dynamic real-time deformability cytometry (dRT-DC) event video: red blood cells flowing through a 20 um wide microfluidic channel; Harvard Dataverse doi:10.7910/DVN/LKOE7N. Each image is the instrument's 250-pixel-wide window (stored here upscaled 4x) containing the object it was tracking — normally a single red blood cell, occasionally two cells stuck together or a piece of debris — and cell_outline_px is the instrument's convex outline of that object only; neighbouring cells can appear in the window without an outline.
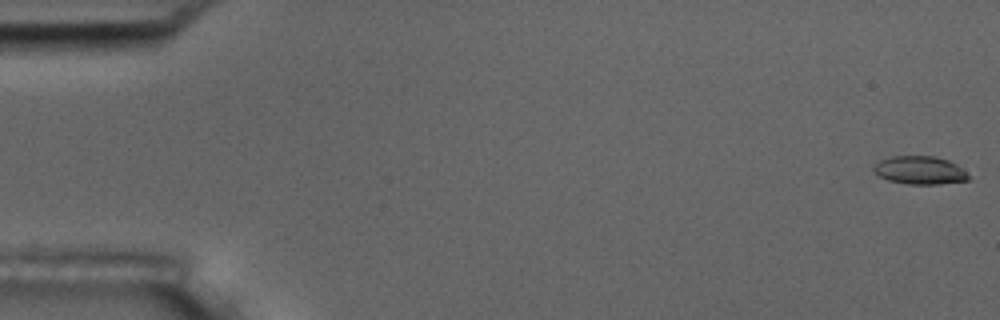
{"species": "common noctule bat (a hibernating species)", "species_latin": "Nyctalus noctula", "temperature_condition": "room temperature", "stored_images_in_passage": 6, "camera_frame_rate_fps": 3000, "um_per_image_px": 0.085, "animal": {"sex": "male", "body_mass_g": 17.5, "forearm_length_mm": 52.3}, "frame": {"image": 1, "passage_image": 1, "time_ms": 0.0, "image_size_px": [1000, 320], "cell_outline_px": [[968, 180], [936, 184], [908, 184], [888, 180], [880, 176], [872, 168], [880, 160], [892, 156], [936, 156], [948, 160], [956, 164], [968, 176]], "centroid_in_image_um": [78.16, 14.46], "position_along_channel_um": 6.8, "area_um2": 15.26}}
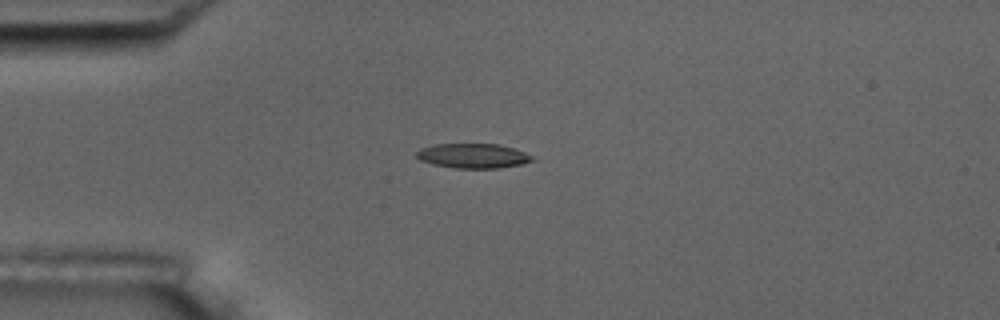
{"frame": {"image": 2, "passage_image": 5, "time_ms": 4.667, "image_size_px": [1000, 320], "cell_outline_px": [[536, 160], [520, 164], [496, 168], [456, 168], [432, 164], [420, 160], [416, 156], [416, 152], [420, 148], [436, 144], [500, 144], [524, 152], [532, 156]], "centroid_in_image_um": [40.19, 13.24], "position_along_channel_um": 44.8, "area_um2": 16.53}}